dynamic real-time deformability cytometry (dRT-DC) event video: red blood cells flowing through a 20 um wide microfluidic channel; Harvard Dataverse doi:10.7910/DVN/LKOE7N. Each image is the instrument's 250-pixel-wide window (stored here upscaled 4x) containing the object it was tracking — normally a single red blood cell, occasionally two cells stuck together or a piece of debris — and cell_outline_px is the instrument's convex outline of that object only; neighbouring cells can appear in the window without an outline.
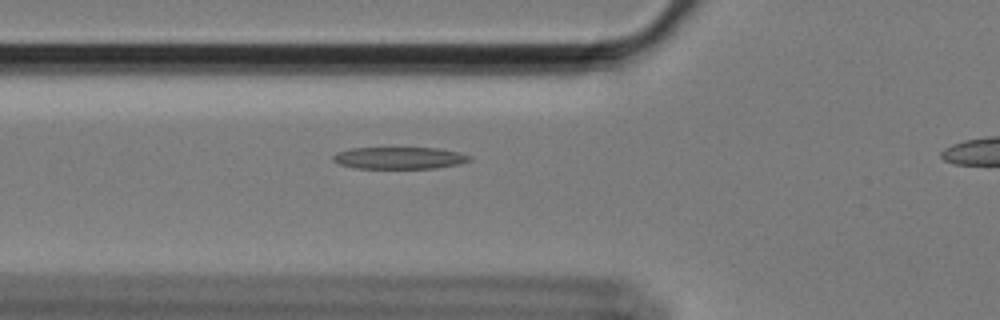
{"species": "Egyptian fruit bat (a non-hibernating species)", "species_latin": "Rousettus aegyptiacus", "temperature_condition": "cold", "stored_images_in_passage": 37, "segment_of_instrument_passage": [1, 2], "camera_frame_rate_fps": 3000, "um_per_image_px": 0.085, "animal": {"sex": "female"}, "frame": {"image": 1, "passage_image": 6, "time_ms": 1.667, "image_size_px": [1000, 320], "cell_outline_px": [[472, 160], [460, 164], [436, 168], [356, 168], [340, 164], [332, 160], [332, 156], [336, 152], [352, 148], [440, 148], [460, 152], [472, 156]], "centroid_in_image_um": [33.99, 13.42], "position_along_channel_um": 91.8, "area_um2": 17.57}}
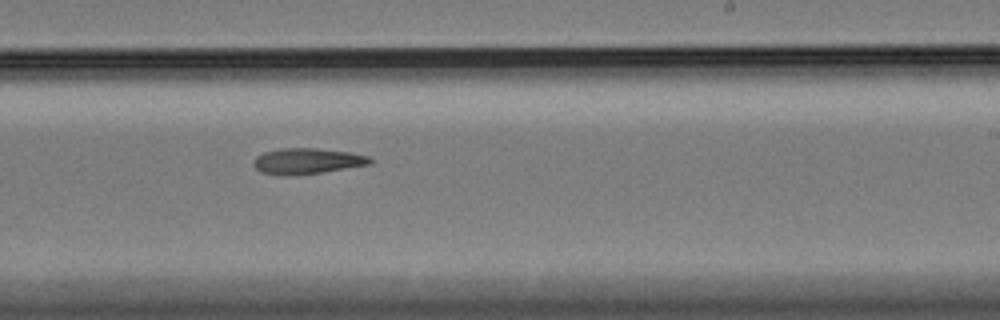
{"frame": {"image": 2, "passage_image": 21, "time_ms": 6.667, "image_size_px": [1000, 320], "cell_outline_px": [[376, 160], [372, 164], [320, 172], [260, 172], [252, 164], [256, 156], [264, 152], [280, 148], [316, 148], [348, 152], [368, 156]], "centroid_in_image_um": [26.19, 13.63], "position_along_channel_um": 262.8, "area_um2": 16.65}}
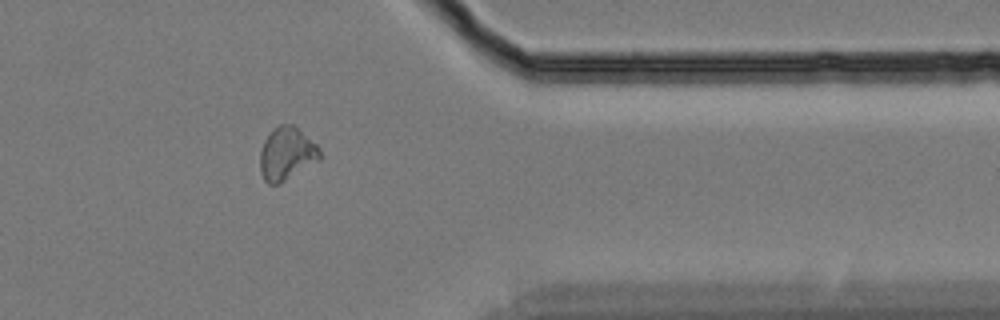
{"frame": {"image": 3, "passage_image": 33, "time_ms": 10.667, "image_size_px": [1000, 320], "cell_outline_px": [[320, 160], [280, 184], [268, 184], [264, 180], [260, 172], [260, 152], [264, 140], [280, 124], [292, 124], [316, 144], [320, 148]], "centroid_in_image_um": [24.36, 13.11], "position_along_channel_um": 387.0, "area_um2": 18.32}}